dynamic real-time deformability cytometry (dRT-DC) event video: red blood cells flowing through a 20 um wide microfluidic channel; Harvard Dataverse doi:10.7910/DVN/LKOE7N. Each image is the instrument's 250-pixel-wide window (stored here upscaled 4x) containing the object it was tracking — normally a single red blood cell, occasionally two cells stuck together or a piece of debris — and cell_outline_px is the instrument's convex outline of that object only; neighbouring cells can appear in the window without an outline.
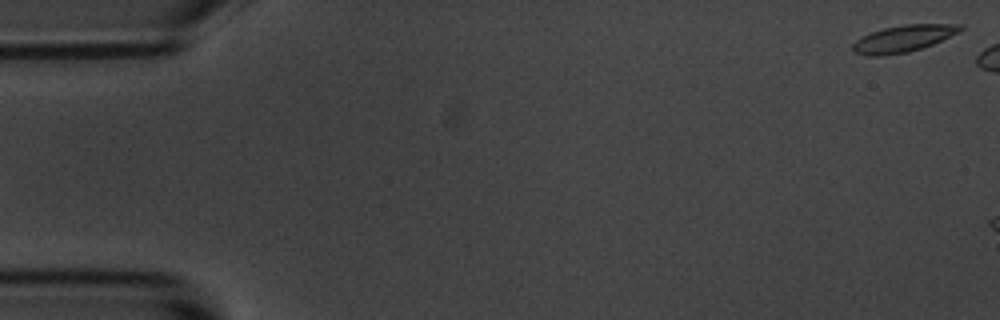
{"species": "common noctule bat (a hibernating species)", "species_latin": "Nyctalus noctula", "temperature_condition": "room temperature", "stored_images_in_passage": 7, "camera_frame_rate_fps": 3000, "um_per_image_px": 0.085, "animal": {"sex": "male", "body_mass_g": 20.1, "forearm_length_mm": 53.5}, "frame": {"image": 1, "passage_image": 1, "time_ms": 0.0, "image_size_px": [1000, 320], "cell_outline_px": [[964, 28], [960, 32], [932, 44], [908, 52], [880, 56], [868, 56], [856, 52], [852, 48], [852, 44], [860, 36], [884, 28], [904, 24], [960, 24]], "centroid_in_image_um": [76.77, 3.27], "position_along_channel_um": 8.2, "area_um2": 16.7}}